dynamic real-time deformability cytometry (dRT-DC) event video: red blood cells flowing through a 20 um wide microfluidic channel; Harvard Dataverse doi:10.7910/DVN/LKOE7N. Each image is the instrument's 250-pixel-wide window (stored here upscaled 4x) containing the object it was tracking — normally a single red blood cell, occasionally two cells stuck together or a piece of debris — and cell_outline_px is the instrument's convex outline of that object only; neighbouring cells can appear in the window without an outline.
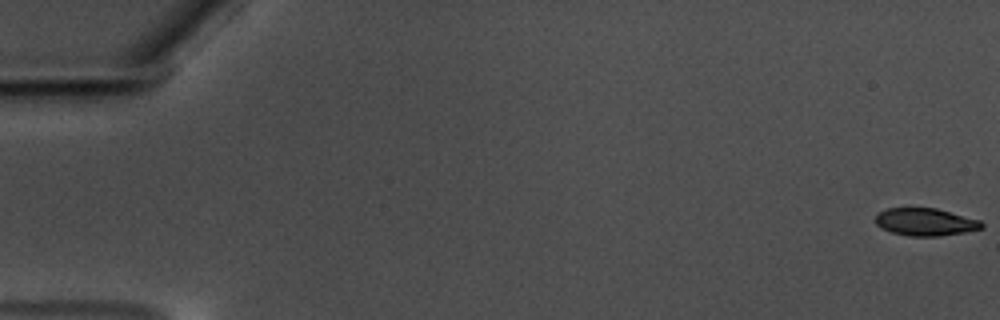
{"species": "common noctule bat (a hibernating species)", "species_latin": "Nyctalus noctula", "temperature_condition": "warm", "stored_images_in_passage": 59, "camera_frame_rate_fps": 3000, "um_per_image_px": 0.085, "animal": {"sex": "male", "body_mass_g": 17.5, "forearm_length_mm": 52.3}, "frame": {"image": 1, "passage_image": 1, "time_ms": 0.0, "image_size_px": [1000, 320], "cell_outline_px": [[984, 228], [964, 232], [940, 236], [908, 236], [892, 232], [880, 228], [876, 224], [876, 212], [888, 208], [936, 208], [980, 220], [984, 224]], "centroid_in_image_um": [78.64, 18.87], "position_along_channel_um": 6.4, "area_um2": 17.11}}
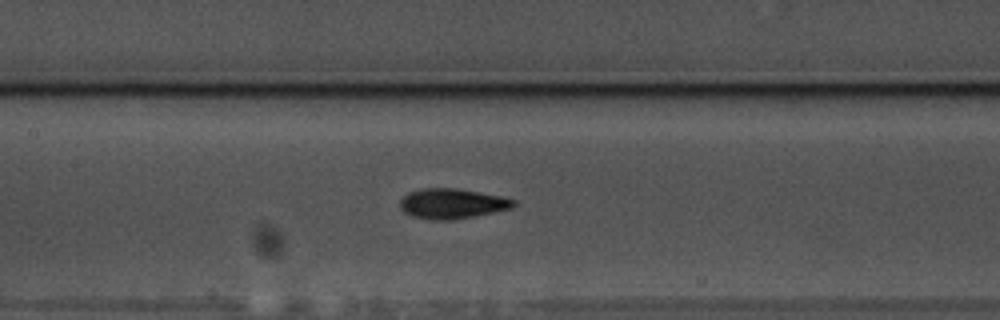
{"frame": {"image": 2, "passage_image": 29, "time_ms": 9.333, "image_size_px": [1000, 320], "cell_outline_px": [[516, 204], [512, 208], [452, 220], [432, 220], [412, 216], [404, 212], [400, 208], [400, 200], [408, 192], [420, 188], [456, 188], [480, 192], [500, 196], [516, 200]], "centroid_in_image_um": [38.4, 17.3], "position_along_channel_um": 169.0, "area_um2": 19.88}}
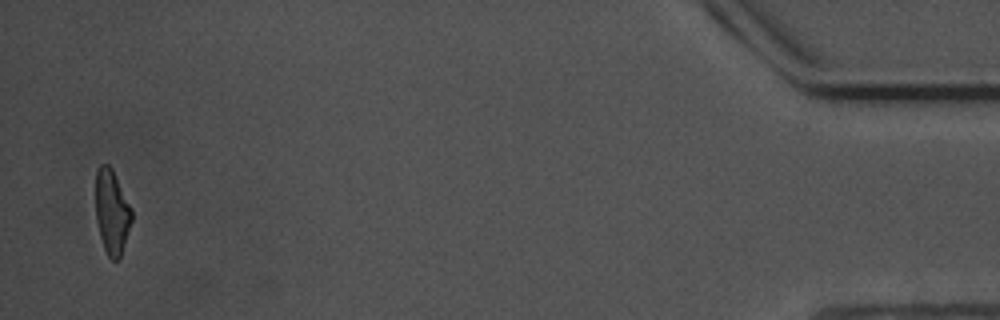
{"frame": {"image": 3, "passage_image": 58, "time_ms": 19.0, "image_size_px": [1000, 320], "cell_outline_px": [[132, 220], [120, 256], [116, 260], [112, 260], [108, 256], [104, 248], [100, 236], [96, 220], [96, 172], [100, 164], [108, 164], [112, 168], [132, 208]], "centroid_in_image_um": [9.51, 17.98], "position_along_channel_um": 425.7, "area_um2": 17.63}, "authors_computed_cell_mechanics": {"area_um2": 18.6116, "velocity_mm_per_s": 3.5274, "shape_relaxation_time_tau1_ms": 3.0893, "shape_relaxation_time_tau2_ms": 2.4419, "deformation_change_tau1": 0.1377, "deformation_change_tau2": 0.0909}}